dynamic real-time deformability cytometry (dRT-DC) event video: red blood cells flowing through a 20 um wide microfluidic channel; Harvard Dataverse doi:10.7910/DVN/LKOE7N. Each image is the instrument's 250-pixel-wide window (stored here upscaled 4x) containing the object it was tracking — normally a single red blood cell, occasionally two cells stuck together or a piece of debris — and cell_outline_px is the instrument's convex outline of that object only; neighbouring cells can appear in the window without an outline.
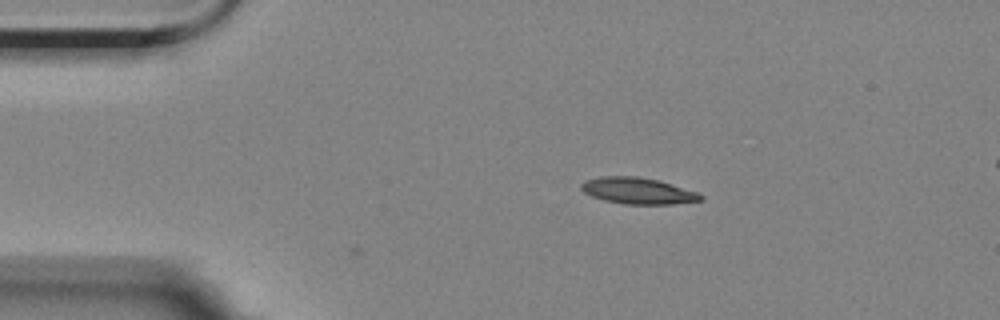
{"species": "Egyptian fruit bat (a non-hibernating species)", "species_latin": "Rousettus aegyptiacus", "temperature_condition": "room temperature", "stored_images_in_passage": 2, "camera_frame_rate_fps": 3000, "um_per_image_px": 0.085, "animal": {"sex": "female"}, "frame": {"image": 1, "passage_image": 2, "time_ms": 0.333, "image_size_px": [1000, 320], "cell_outline_px": [[704, 200], [672, 204], [624, 204], [604, 200], [592, 196], [584, 192], [580, 188], [580, 184], [584, 180], [600, 176], [636, 176], [660, 180], [700, 192], [704, 196]], "centroid_in_image_um": [54.25, 16.21], "position_along_channel_um": 30.7, "area_um2": 18.67}}